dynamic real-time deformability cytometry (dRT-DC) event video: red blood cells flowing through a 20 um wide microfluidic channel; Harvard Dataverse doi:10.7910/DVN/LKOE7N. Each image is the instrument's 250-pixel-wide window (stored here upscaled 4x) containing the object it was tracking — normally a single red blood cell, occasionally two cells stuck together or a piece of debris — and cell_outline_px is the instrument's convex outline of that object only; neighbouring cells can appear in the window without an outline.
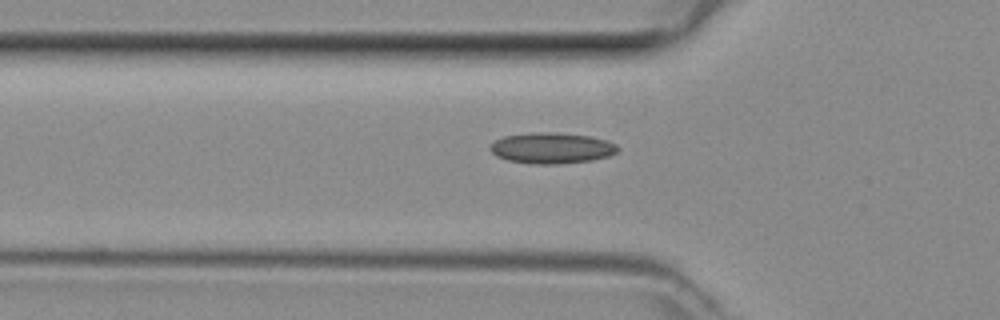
{"species": "common noctule bat (a hibernating species)", "species_latin": "Nyctalus noctula", "temperature_condition": "room temperature", "stored_images_in_passage": 46, "camera_frame_rate_fps": 3000, "um_per_image_px": 0.085, "animal": {"sex": "female", "body_mass_g": 29.2, "forearm_length_mm": 56.3}, "frame": {"image": 1, "passage_image": 15, "time_ms": 4.667, "image_size_px": [1000, 320], "cell_outline_px": [[620, 148], [616, 152], [608, 156], [592, 160], [556, 164], [532, 164], [508, 160], [496, 156], [488, 148], [496, 140], [504, 136], [532, 132], [556, 132], [588, 136], [604, 140], [616, 144]], "centroid_in_image_um": [46.87, 12.58], "position_along_channel_um": 78.9, "area_um2": 22.89}}
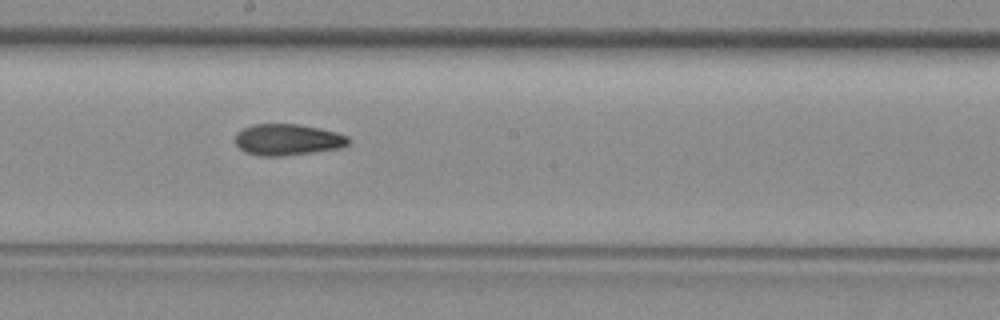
{"frame": {"image": 2, "passage_image": 25, "time_ms": 8.0, "image_size_px": [1000, 320], "cell_outline_px": [[352, 140], [348, 144], [340, 148], [312, 152], [280, 156], [264, 156], [244, 152], [236, 144], [236, 132], [252, 124], [300, 124], [320, 128], [336, 132], [348, 136]], "centroid_in_image_um": [24.46, 11.86], "position_along_channel_um": 223.7, "area_um2": 20.69}}
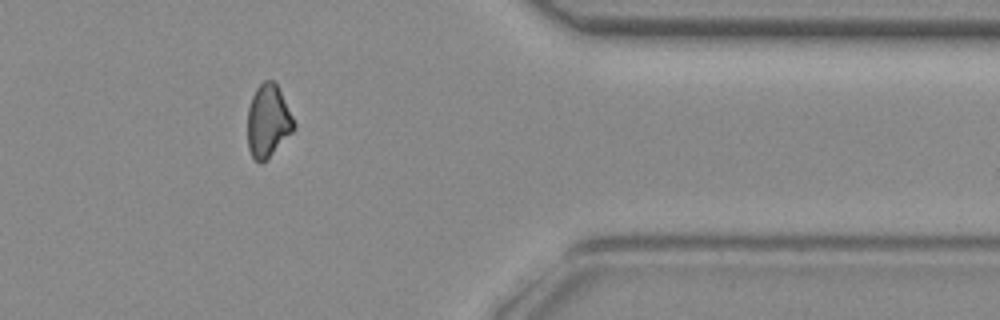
{"frame": {"image": 3, "passage_image": 38, "time_ms": 12.333, "image_size_px": [1000, 320], "cell_outline_px": [[296, 128], [260, 164], [252, 156], [248, 148], [248, 108], [252, 96], [256, 88], [264, 80], [272, 80], [276, 84], [296, 124]], "centroid_in_image_um": [22.77, 10.26], "position_along_channel_um": 388.6, "area_um2": 19.13}}